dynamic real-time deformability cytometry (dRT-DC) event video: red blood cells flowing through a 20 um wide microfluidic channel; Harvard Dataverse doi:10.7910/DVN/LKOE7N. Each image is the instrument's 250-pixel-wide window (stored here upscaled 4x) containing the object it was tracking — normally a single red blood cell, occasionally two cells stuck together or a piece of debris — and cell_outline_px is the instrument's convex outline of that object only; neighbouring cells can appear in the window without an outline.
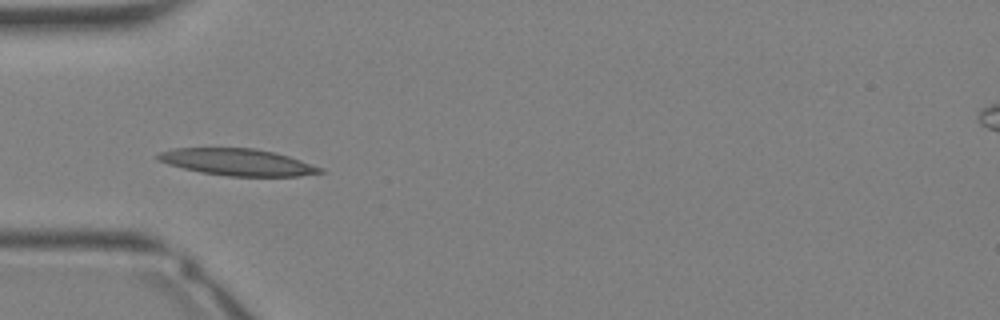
{"species": "Egyptian fruit bat (a non-hibernating species)", "species_latin": "Rousettus aegyptiacus", "temperature_condition": "warm", "stored_images_in_passage": 24, "camera_frame_rate_fps": 3000, "um_per_image_px": 0.085, "animal": {"sex": "female"}, "frame": {"image": 1, "passage_image": 1, "time_ms": 0.0, "image_size_px": [1000, 320], "cell_outline_px": [[324, 172], [296, 176], [228, 176], [200, 172], [168, 164], [156, 160], [156, 156], [160, 152], [176, 148], [256, 148], [276, 152], [324, 168]], "centroid_in_image_um": [20.19, 13.78], "position_along_channel_um": 64.8, "area_um2": 25.26}}
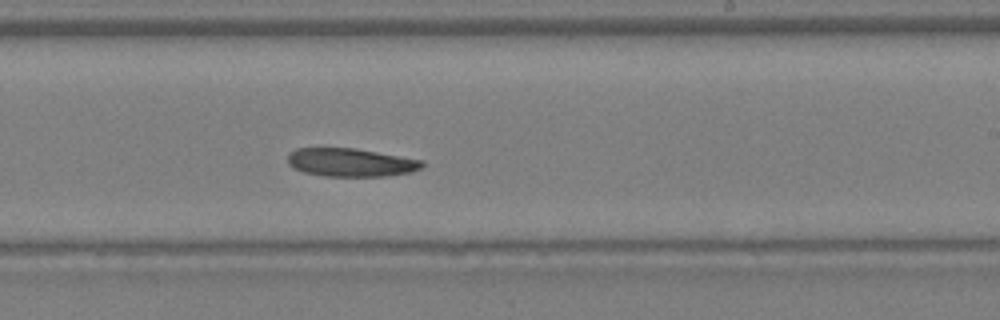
{"frame": {"image": 2, "passage_image": 11, "time_ms": 3.333, "image_size_px": [1000, 320], "cell_outline_px": [[424, 164], [420, 168], [408, 172], [384, 176], [324, 176], [304, 172], [292, 168], [288, 164], [288, 152], [296, 148], [356, 148], [424, 160]], "centroid_in_image_um": [29.77, 13.79], "position_along_channel_um": 259.2, "area_um2": 22.2}}
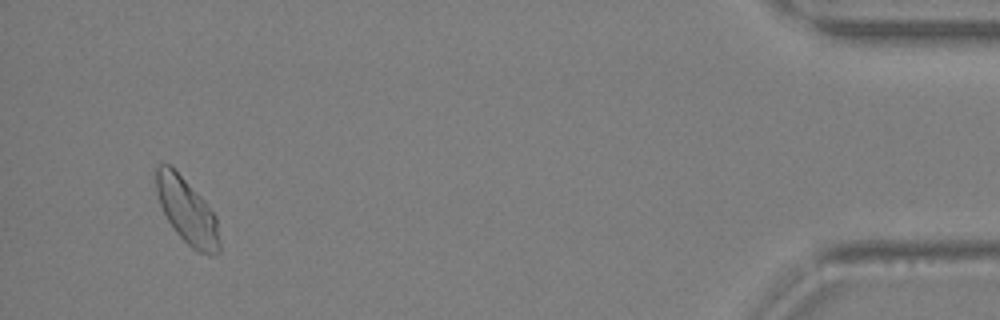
{"frame": {"image": 3, "passage_image": 23, "time_ms": 7.333, "image_size_px": [1000, 320], "cell_outline_px": [[220, 252], [212, 256], [208, 256], [196, 252], [176, 232], [168, 220], [160, 204], [156, 192], [156, 168], [160, 164], [168, 164], [204, 200], [216, 216], [220, 244]], "centroid_in_image_um": [15.92, 18.01], "position_along_channel_um": 419.3, "area_um2": 23.81}}